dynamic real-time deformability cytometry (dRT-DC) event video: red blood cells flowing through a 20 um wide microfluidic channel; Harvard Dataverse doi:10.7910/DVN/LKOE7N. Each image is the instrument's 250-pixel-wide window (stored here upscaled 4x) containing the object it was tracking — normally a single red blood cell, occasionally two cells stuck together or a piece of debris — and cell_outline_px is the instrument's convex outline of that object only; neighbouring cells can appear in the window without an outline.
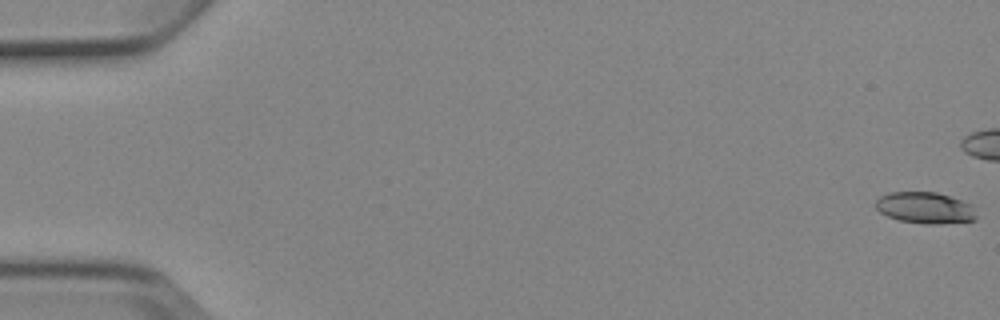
{"species": "Egyptian fruit bat (a non-hibernating species)", "species_latin": "Rousettus aegyptiacus", "temperature_condition": "cold", "stored_images_in_passage": 11, "camera_frame_rate_fps": 3000, "um_per_image_px": 0.085, "animal": {"sex": "female"}, "frame": {"image": 1, "passage_image": 1, "time_ms": 0.0, "image_size_px": [1000, 320], "cell_outline_px": [[976, 220], [936, 224], [928, 224], [900, 220], [888, 216], [880, 212], [876, 208], [876, 200], [880, 196], [888, 192], [936, 192], [972, 204], [976, 216]], "centroid_in_image_um": [78.62, 17.66], "position_along_channel_um": 6.4, "area_um2": 18.26}}
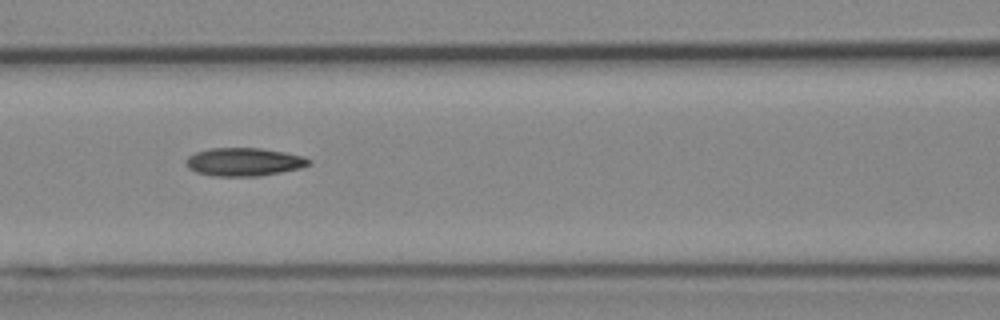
{"frame": {"image": 2, "passage_image": 8, "time_ms": 9.0, "image_size_px": [1000, 320], "cell_outline_px": [[312, 164], [300, 168], [260, 176], [212, 176], [196, 172], [188, 168], [184, 160], [188, 156], [196, 152], [208, 148], [260, 148], [284, 152], [304, 156], [312, 160]], "centroid_in_image_um": [20.73, 13.76], "position_along_channel_um": 145.9, "area_um2": 20.35}}
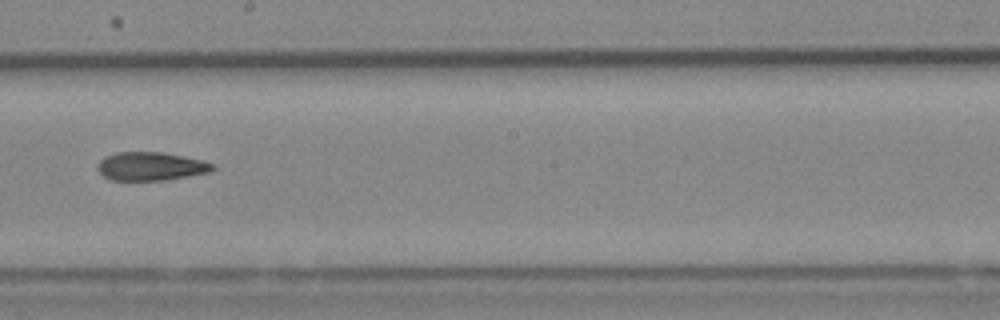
{"frame": {"image": 3, "passage_image": 10, "time_ms": 11.333, "image_size_px": [1000, 320], "cell_outline_px": [[216, 168], [212, 172], [168, 180], [112, 180], [104, 176], [96, 168], [96, 164], [104, 156], [116, 152], [160, 152], [200, 160], [216, 164]], "centroid_in_image_um": [12.82, 14.14], "position_along_channel_um": 235.4, "area_um2": 19.19}}